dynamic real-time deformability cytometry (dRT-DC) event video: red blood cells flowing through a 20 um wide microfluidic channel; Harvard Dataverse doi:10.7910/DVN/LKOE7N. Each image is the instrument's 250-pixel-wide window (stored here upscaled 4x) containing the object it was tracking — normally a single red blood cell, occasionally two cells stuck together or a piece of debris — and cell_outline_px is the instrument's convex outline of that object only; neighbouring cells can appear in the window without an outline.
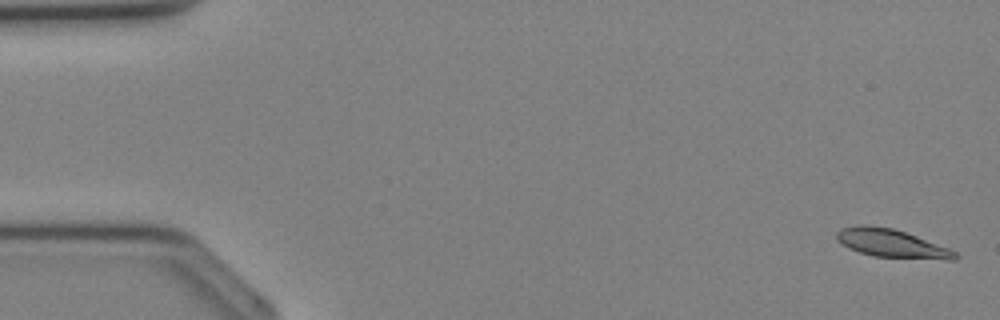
{"species": "Egyptian fruit bat (a non-hibernating species)", "species_latin": "Rousettus aegyptiacus", "temperature_condition": "cold", "stored_images_in_passage": 36, "segment_of_instrument_passage": [1, 2], "camera_frame_rate_fps": 3000, "um_per_image_px": 0.085, "animal": {"sex": "female"}, "frame": {"image": 1, "passage_image": 1, "time_ms": 0.0, "image_size_px": [1000, 320], "cell_outline_px": [[960, 256], [956, 260], [948, 260], [872, 256], [848, 248], [836, 240], [836, 232], [840, 228], [860, 224], [864, 224], [892, 228], [916, 236], [948, 248], [956, 252]], "centroid_in_image_um": [75.76, 20.69], "position_along_channel_um": 9.2, "area_um2": 19.54}}
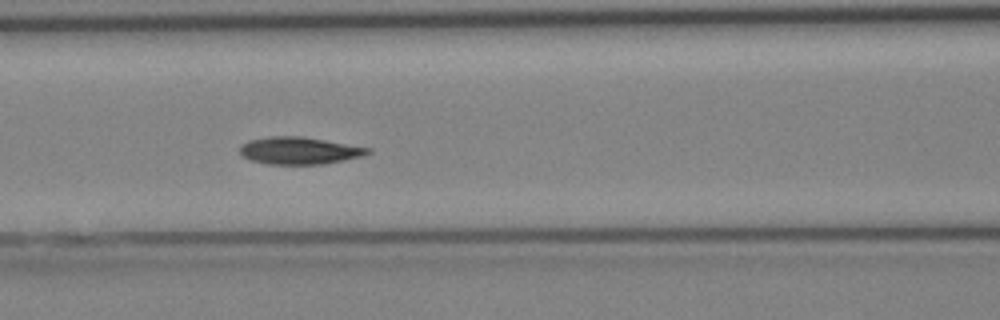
{"frame": {"image": 2, "passage_image": 15, "time_ms": 4.667, "image_size_px": [1000, 320], "cell_outline_px": [[372, 152], [360, 156], [344, 160], [324, 164], [268, 164], [252, 160], [244, 156], [240, 152], [240, 144], [248, 140], [272, 136], [300, 136], [372, 148]], "centroid_in_image_um": [25.44, 12.8], "position_along_channel_um": 141.2, "area_um2": 20.17}}
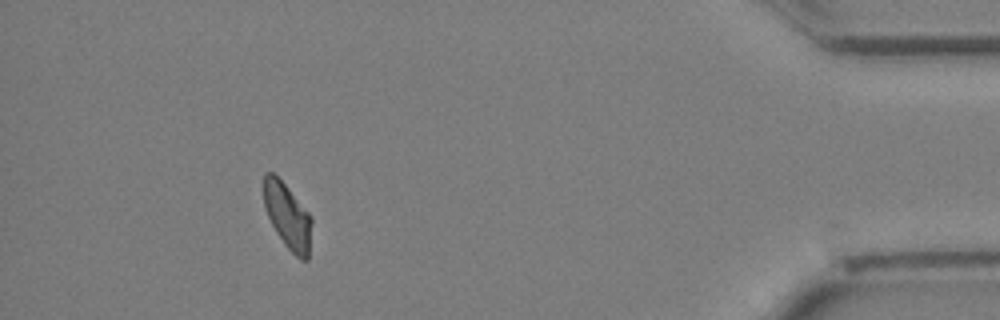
{"frame": {"image": 3, "passage_image": 32, "time_ms": 10.333, "image_size_px": [1000, 320], "cell_outline_px": [[312, 224], [308, 260], [300, 260], [284, 244], [276, 232], [264, 208], [264, 172], [272, 172], [288, 188], [312, 216]], "centroid_in_image_um": [24.46, 18.39], "position_along_channel_um": 410.7, "area_um2": 18.21}}